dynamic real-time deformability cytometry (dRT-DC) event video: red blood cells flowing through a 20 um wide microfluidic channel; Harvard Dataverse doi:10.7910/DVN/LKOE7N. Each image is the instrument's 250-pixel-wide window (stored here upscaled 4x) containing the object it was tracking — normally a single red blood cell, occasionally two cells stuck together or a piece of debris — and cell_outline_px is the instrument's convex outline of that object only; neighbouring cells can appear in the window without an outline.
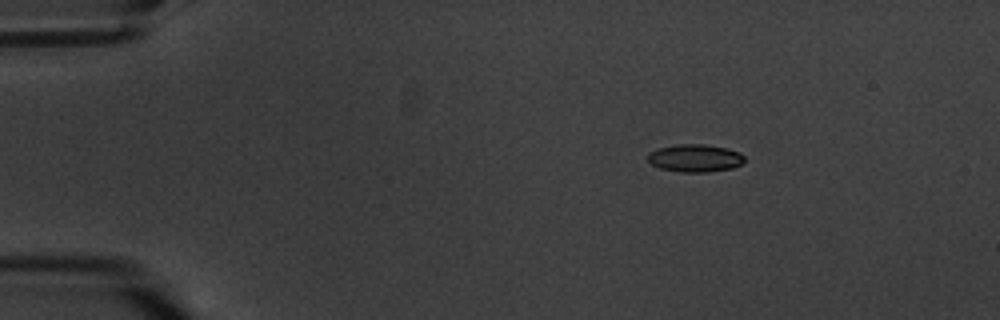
{"species": "common noctule bat (a hibernating species)", "species_latin": "Nyctalus noctula", "temperature_condition": "warm", "stored_images_in_passage": 4, "camera_frame_rate_fps": 3000, "um_per_image_px": 0.085, "animal": {"sex": "male", "body_mass_g": 20.1, "forearm_length_mm": 53.5}, "frame": {"image": 1, "passage_image": 1, "time_ms": 0.0, "image_size_px": [1000, 320], "cell_outline_px": [[744, 164], [732, 168], [708, 172], [680, 172], [660, 168], [652, 164], [648, 160], [648, 152], [656, 148], [676, 144], [704, 144], [724, 148], [740, 152], [744, 156]], "centroid_in_image_um": [59.07, 13.44], "position_along_channel_um": 25.9, "area_um2": 15.72}}